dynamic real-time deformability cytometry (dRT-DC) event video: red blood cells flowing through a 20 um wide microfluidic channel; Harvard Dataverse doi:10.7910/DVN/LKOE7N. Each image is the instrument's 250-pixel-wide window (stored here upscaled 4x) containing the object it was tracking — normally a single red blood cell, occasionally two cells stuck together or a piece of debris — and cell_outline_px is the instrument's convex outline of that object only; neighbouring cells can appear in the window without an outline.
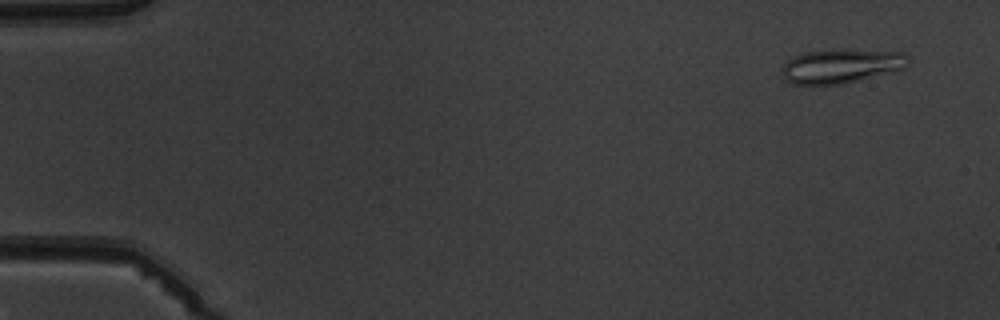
{"species": "common noctule bat (a hibernating species)", "species_latin": "Nyctalus noctula", "temperature_condition": "warm", "stored_images_in_passage": 4, "camera_frame_rate_fps": 3000, "um_per_image_px": 0.085, "animal": {"sex": "male", "body_mass_g": 19.5, "forearm_length_mm": 54.6}, "frame": {"image": 1, "passage_image": 1, "time_ms": 0.0, "image_size_px": [1000, 320], "cell_outline_px": [[908, 64], [904, 68], [892, 72], [840, 84], [792, 84], [784, 76], [780, 68], [792, 56], [808, 52], [840, 48], [904, 52], [908, 56]], "centroid_in_image_um": [71.52, 5.58], "position_along_channel_um": 13.5, "area_um2": 25.26}}